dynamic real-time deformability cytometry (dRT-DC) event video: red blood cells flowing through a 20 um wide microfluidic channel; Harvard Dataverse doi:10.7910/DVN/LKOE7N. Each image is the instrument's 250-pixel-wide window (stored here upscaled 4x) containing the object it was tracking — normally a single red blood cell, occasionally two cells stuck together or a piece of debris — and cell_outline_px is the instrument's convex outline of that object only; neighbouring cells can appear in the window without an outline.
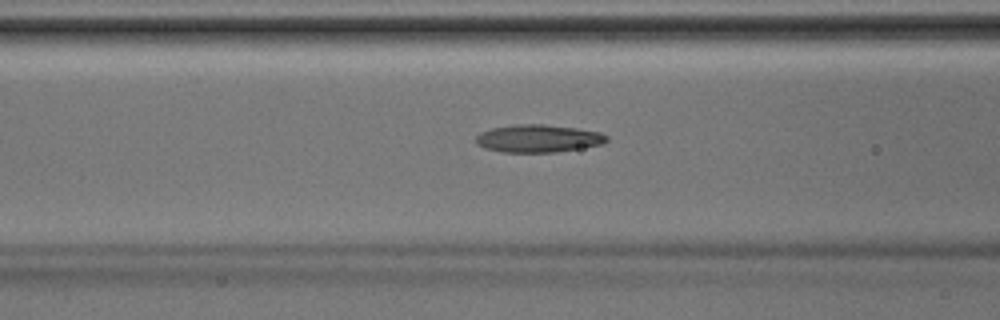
{"species": "Egyptian fruit bat (a non-hibernating species)", "species_latin": "Rousettus aegyptiacus", "temperature_condition": "room temperature", "stored_images_in_passage": 37, "camera_frame_rate_fps": 3000, "um_per_image_px": 0.085, "animal": {"sex": "male"}, "frame": {"image": 1, "passage_image": 17, "time_ms": 5.333, "image_size_px": [1000, 320], "cell_outline_px": [[608, 140], [604, 144], [556, 152], [504, 152], [484, 148], [476, 144], [476, 136], [480, 132], [492, 128], [516, 124], [544, 124], [576, 128], [600, 132], [608, 136]], "centroid_in_image_um": [45.75, 11.77], "position_along_channel_um": 120.8, "area_um2": 21.15}}
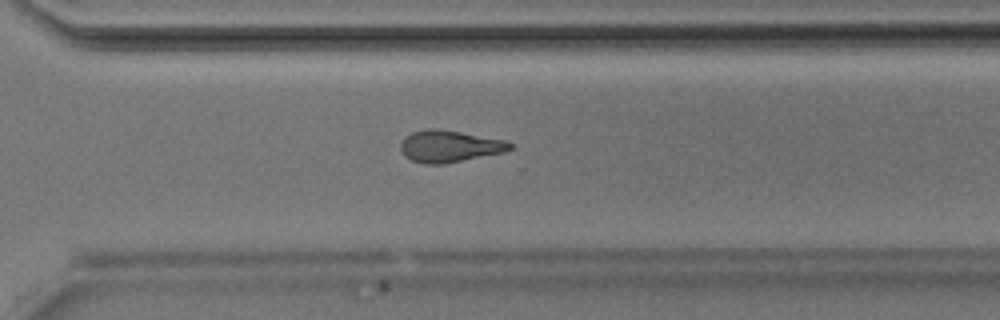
{"frame": {"image": 2, "passage_image": 30, "time_ms": 9.667, "image_size_px": [1000, 320], "cell_outline_px": [[516, 148], [504, 152], [444, 164], [424, 164], [412, 160], [404, 156], [400, 148], [400, 144], [412, 132], [428, 128], [436, 128], [460, 132], [504, 140], [512, 144]], "centroid_in_image_um": [38.22, 12.44], "position_along_channel_um": 332.4, "area_um2": 20.17}}
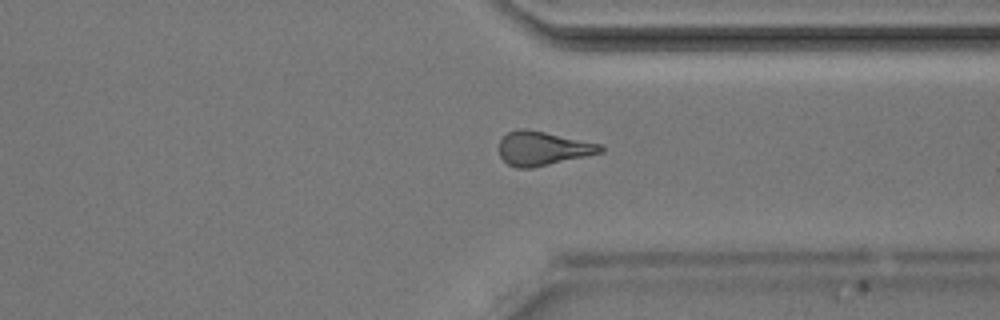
{"frame": {"image": 3, "passage_image": 32, "time_ms": 10.333, "image_size_px": [1000, 320], "cell_outline_px": [[604, 152], [532, 168], [516, 168], [508, 164], [500, 156], [500, 140], [508, 132], [520, 128], [528, 128], [604, 144]], "centroid_in_image_um": [46.18, 12.6], "position_along_channel_um": 365.2, "area_um2": 20.29}}